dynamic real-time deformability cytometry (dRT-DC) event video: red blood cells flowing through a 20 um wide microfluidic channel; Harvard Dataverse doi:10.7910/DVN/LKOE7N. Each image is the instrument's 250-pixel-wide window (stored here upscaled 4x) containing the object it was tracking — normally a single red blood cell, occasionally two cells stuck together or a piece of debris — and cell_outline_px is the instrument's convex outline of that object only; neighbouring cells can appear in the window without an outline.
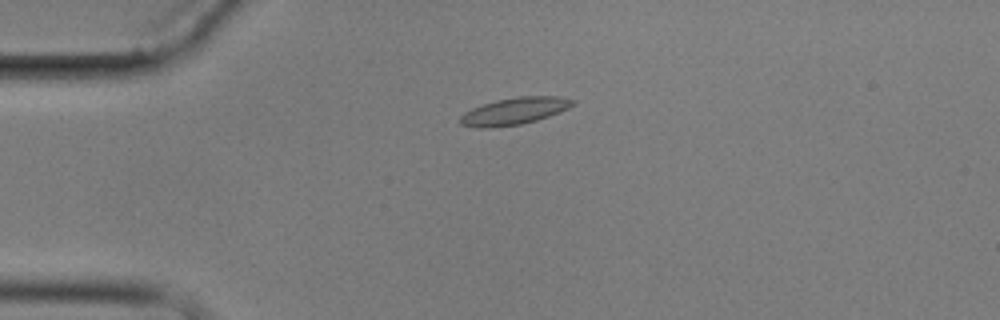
{"species": "common noctule bat (a hibernating species)", "species_latin": "Nyctalus noctula", "temperature_condition": "cold", "stored_images_in_passage": 6, "camera_frame_rate_fps": 3000, "um_per_image_px": 0.085, "animal": {"sex": "male", "body_mass_g": 17.9}, "frame": {"image": 1, "passage_image": 5, "time_ms": 4.667, "image_size_px": [1000, 320], "cell_outline_px": [[576, 104], [560, 112], [536, 120], [520, 124], [488, 128], [476, 128], [460, 124], [460, 116], [464, 112], [472, 108], [496, 100], [520, 96], [560, 96], [576, 100]], "centroid_in_image_um": [43.74, 9.44], "position_along_channel_um": 41.3, "area_um2": 17.74}}